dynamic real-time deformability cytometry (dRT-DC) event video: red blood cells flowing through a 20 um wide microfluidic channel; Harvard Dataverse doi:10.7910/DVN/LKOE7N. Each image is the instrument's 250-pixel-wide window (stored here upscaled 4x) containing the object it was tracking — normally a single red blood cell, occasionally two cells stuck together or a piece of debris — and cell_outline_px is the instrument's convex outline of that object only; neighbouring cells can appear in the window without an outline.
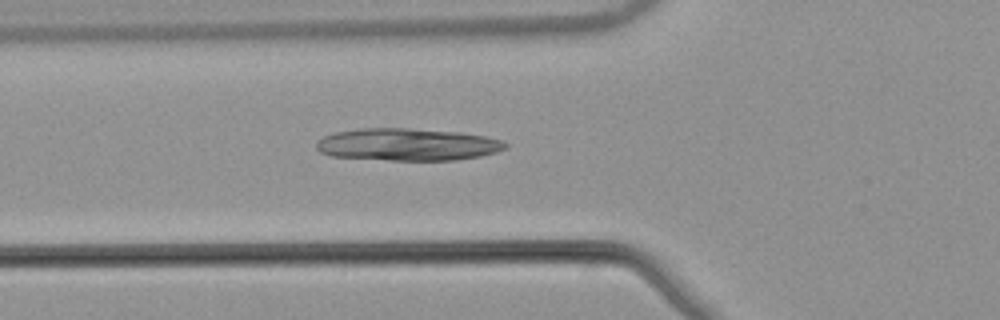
{"species": "common noctule bat (a hibernating species)", "species_latin": "Nyctalus noctula", "temperature_condition": "warm", "stored_images_in_passage": 53, "camera_frame_rate_fps": 3000, "um_per_image_px": 0.085, "animal": {"sex": "male", "body_mass_g": 21.5, "forearm_length_mm": 52.0}, "frame": {"image": 1, "passage_image": 20, "time_ms": 6.333, "image_size_px": [1000, 320], "cell_outline_px": [[508, 148], [496, 152], [480, 156], [456, 160], [388, 160], [332, 156], [320, 152], [316, 148], [316, 140], [324, 136], [336, 132], [360, 128], [408, 128], [460, 132], [484, 136], [500, 140], [508, 144]], "centroid_in_image_um": [34.63, 12.28], "position_along_channel_um": 91.2, "area_um2": 35.66}}
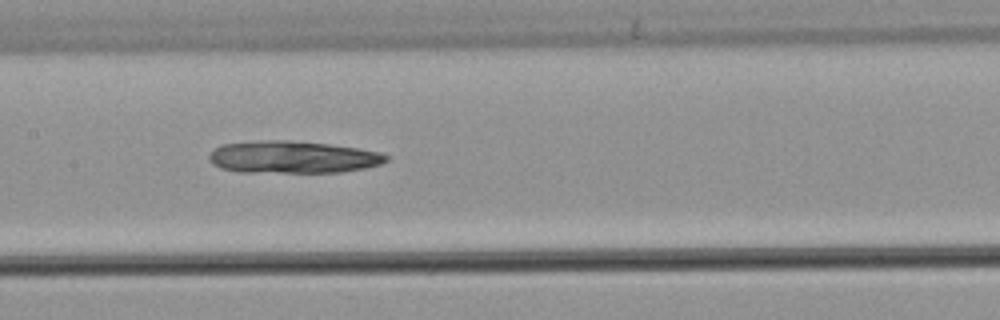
{"frame": {"image": 2, "passage_image": 27, "time_ms": 8.667, "image_size_px": [1000, 320], "cell_outline_px": [[388, 160], [380, 164], [364, 168], [340, 172], [240, 172], [220, 168], [212, 164], [208, 156], [220, 144], [260, 140], [292, 140], [328, 144], [356, 148], [380, 152], [388, 156]], "centroid_in_image_um": [24.85, 13.35], "position_along_channel_um": 182.6, "area_um2": 33.29}}
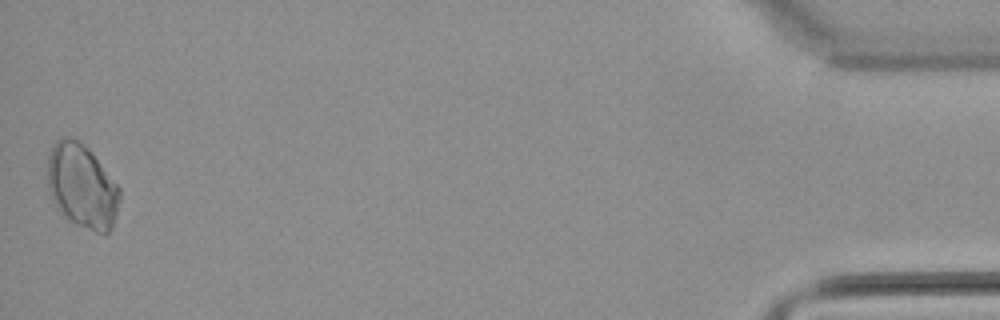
{"frame": {"image": 3, "passage_image": 53, "time_ms": 17.333, "image_size_px": [1000, 320], "cell_outline_px": [[120, 200], [112, 228], [104, 236], [76, 224], [68, 220], [56, 208], [48, 192], [48, 156], [56, 140], [60, 136], [68, 136], [76, 140], [88, 148], [120, 188]], "centroid_in_image_um": [6.96, 15.85], "position_along_channel_um": 428.2, "area_um2": 35.55}}